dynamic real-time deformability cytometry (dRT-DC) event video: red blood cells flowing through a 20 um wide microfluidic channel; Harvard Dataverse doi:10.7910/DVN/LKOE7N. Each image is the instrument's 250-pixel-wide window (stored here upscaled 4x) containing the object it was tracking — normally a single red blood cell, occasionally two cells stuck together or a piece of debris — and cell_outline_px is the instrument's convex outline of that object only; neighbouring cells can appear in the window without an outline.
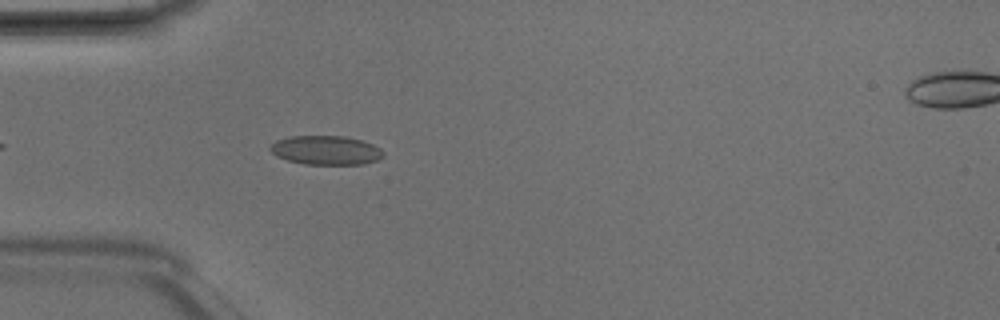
{"species": "Egyptian fruit bat (a non-hibernating species)", "species_latin": "Rousettus aegyptiacus", "temperature_condition": "room temperature", "stored_images_in_passage": 5, "camera_frame_rate_fps": 3000, "um_per_image_px": 0.085, "animal": {"sex": "male"}, "frame": {"image": 1, "passage_image": 4, "time_ms": 1.0, "image_size_px": [1000, 320], "cell_outline_px": [[384, 156], [376, 160], [364, 164], [304, 164], [288, 160], [276, 156], [268, 148], [276, 140], [288, 136], [344, 136], [360, 140], [372, 144], [380, 148], [384, 152]], "centroid_in_image_um": [27.69, 12.76], "position_along_channel_um": 57.3, "area_um2": 19.13}}